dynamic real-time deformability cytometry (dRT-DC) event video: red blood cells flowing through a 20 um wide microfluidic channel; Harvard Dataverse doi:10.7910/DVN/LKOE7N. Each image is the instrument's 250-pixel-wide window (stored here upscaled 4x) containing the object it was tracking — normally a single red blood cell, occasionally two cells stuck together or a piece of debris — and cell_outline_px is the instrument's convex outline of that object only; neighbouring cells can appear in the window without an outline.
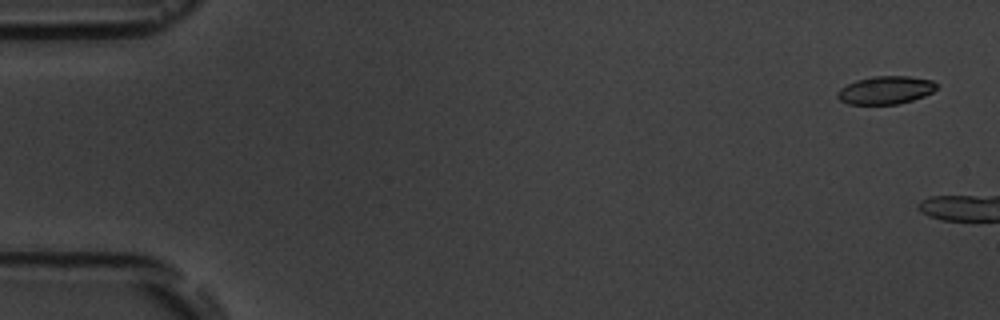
{"species": "common noctule bat (a hibernating species)", "species_latin": "Nyctalus noctula", "temperature_condition": "room temperature", "stored_images_in_passage": 6, "camera_frame_rate_fps": 3000, "um_per_image_px": 0.085, "animal": {"sex": "male", "body_mass_g": 19.5, "forearm_length_mm": 54.6}, "frame": {"image": 1, "passage_image": 1, "time_ms": 0.0, "image_size_px": [1000, 320], "cell_outline_px": [[936, 88], [932, 92], [924, 96], [912, 100], [896, 104], [848, 104], [840, 100], [836, 96], [836, 92], [840, 88], [856, 80], [872, 76], [908, 76], [932, 80], [936, 84]], "centroid_in_image_um": [75.25, 7.66], "position_along_channel_um": 9.8, "area_um2": 16.13}}